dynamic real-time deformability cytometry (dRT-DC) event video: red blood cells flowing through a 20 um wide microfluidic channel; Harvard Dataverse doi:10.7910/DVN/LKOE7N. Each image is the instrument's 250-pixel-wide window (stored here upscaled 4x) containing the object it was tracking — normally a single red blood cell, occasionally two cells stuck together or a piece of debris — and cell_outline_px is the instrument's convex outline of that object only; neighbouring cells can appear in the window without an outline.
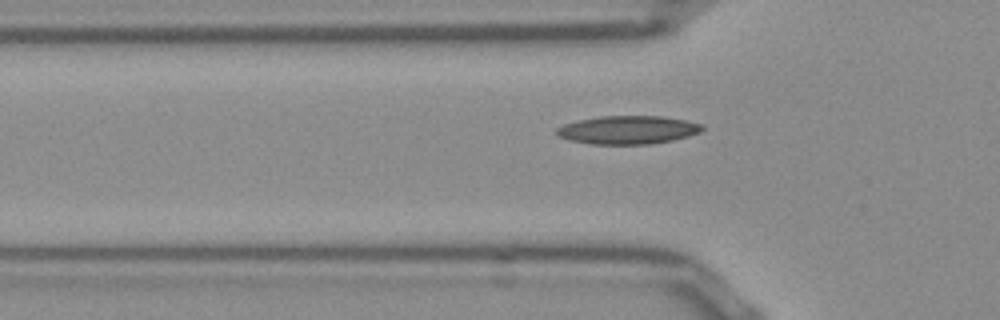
{"species": "Egyptian fruit bat (a non-hibernating species)", "species_latin": "Rousettus aegyptiacus", "temperature_condition": "room temperature", "stored_images_in_passage": 39, "camera_frame_rate_fps": 3000, "um_per_image_px": 0.085, "frame": {"image": 1, "passage_image": 8, "time_ms": 2.333, "image_size_px": [1000, 320], "cell_outline_px": [[704, 128], [700, 132], [688, 136], [672, 140], [648, 144], [592, 144], [568, 140], [560, 136], [556, 132], [556, 128], [564, 124], [580, 120], [600, 116], [664, 116], [688, 120], [704, 124]], "centroid_in_image_um": [53.41, 11.03], "position_along_channel_um": 72.4, "area_um2": 24.04}}
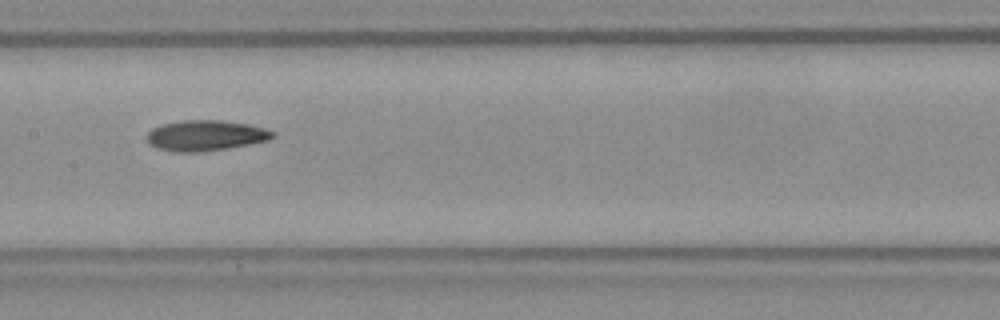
{"frame": {"image": 2, "passage_image": 17, "time_ms": 5.333, "image_size_px": [1000, 320], "cell_outline_px": [[276, 132], [268, 140], [228, 148], [196, 152], [176, 152], [156, 148], [148, 144], [144, 136], [152, 128], [160, 124], [180, 120], [224, 120], [248, 124], [264, 128]], "centroid_in_image_um": [17.4, 11.51], "position_along_channel_um": 190.0, "area_um2": 22.6}}
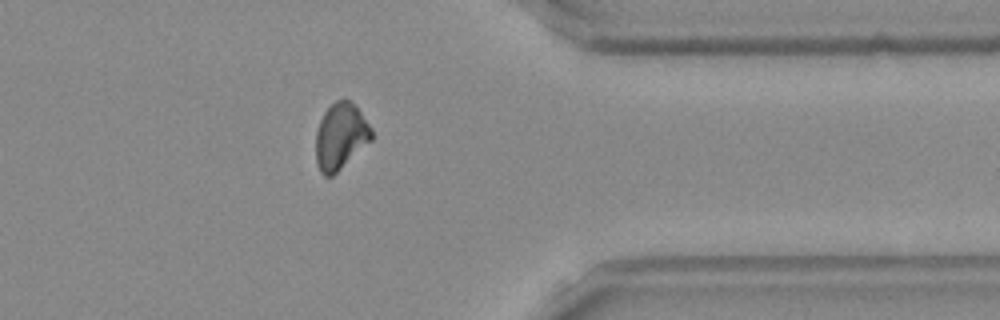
{"frame": {"image": 3, "passage_image": 33, "time_ms": 10.667, "image_size_px": [1000, 320], "cell_outline_px": [[372, 140], [332, 176], [324, 176], [320, 172], [316, 164], [316, 132], [320, 120], [324, 112], [336, 100], [348, 100], [360, 112], [372, 128]], "centroid_in_image_um": [28.93, 11.61], "position_along_channel_um": 382.5, "area_um2": 21.27}}